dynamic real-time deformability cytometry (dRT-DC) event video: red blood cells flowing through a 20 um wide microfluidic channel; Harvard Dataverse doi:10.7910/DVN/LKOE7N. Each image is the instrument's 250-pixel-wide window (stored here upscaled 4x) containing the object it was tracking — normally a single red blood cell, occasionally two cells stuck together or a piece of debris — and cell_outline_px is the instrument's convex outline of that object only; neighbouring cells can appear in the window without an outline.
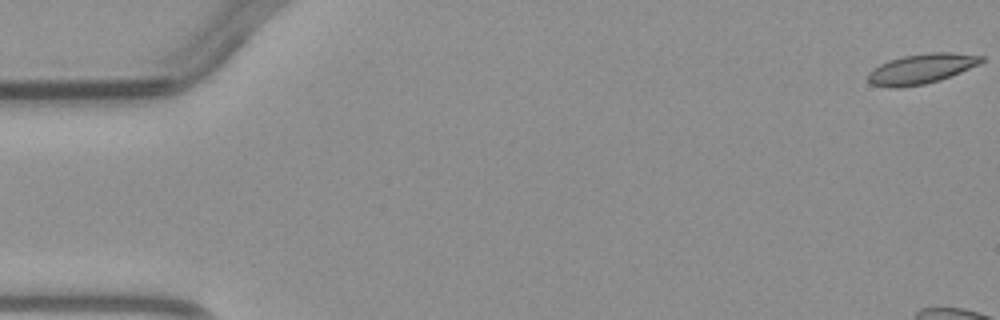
{"species": "common noctule bat (a hibernating species)", "species_latin": "Nyctalus noctula", "temperature_condition": "warm", "stored_images_in_passage": 6, "camera_frame_rate_fps": 3000, "um_per_image_px": 0.085, "animal": {"sex": "male", "body_mass_g": 23.1, "forearm_length_mm": 52.7}, "frame": {"image": 1, "passage_image": 1, "time_ms": 0.0, "image_size_px": [1000, 320], "cell_outline_px": [[984, 60], [980, 64], [940, 80], [924, 84], [900, 88], [888, 88], [872, 84], [868, 80], [868, 72], [880, 64], [888, 60], [904, 56], [932, 52], [952, 52], [984, 56]], "centroid_in_image_um": [78.31, 5.85], "position_along_channel_um": 6.7, "area_um2": 19.83}}
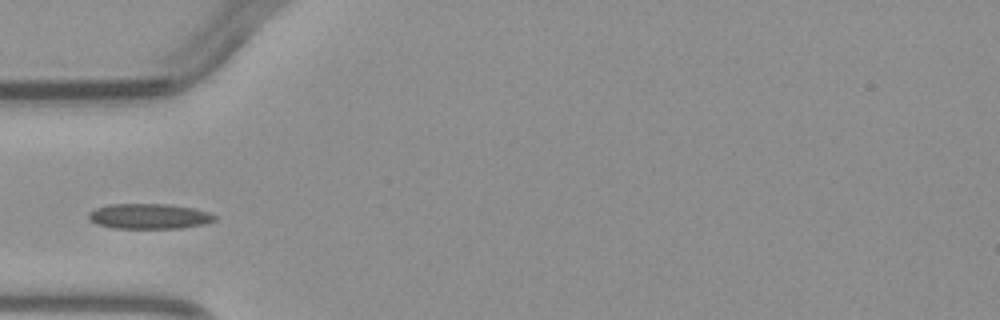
{"frame": {"image": 2, "passage_image": 6, "time_ms": 5.667, "image_size_px": [1000, 320], "cell_outline_px": [[216, 220], [204, 224], [180, 228], [112, 228], [96, 224], [88, 220], [88, 212], [96, 208], [108, 204], [168, 204], [192, 208], [208, 212], [216, 216]], "centroid_in_image_um": [12.63, 18.38], "position_along_channel_um": 72.4, "area_um2": 18.61}}